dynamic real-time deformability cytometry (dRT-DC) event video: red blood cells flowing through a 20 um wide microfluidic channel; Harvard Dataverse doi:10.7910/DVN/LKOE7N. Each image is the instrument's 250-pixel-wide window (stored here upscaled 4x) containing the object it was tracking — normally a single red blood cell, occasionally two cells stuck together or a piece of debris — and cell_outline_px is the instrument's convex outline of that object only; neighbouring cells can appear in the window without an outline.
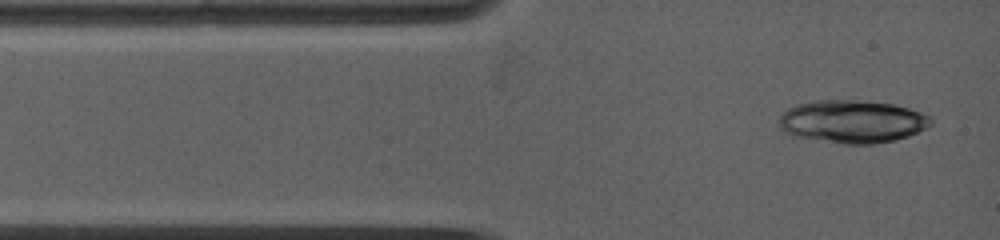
{"species": "common noctule bat (a hibernating species)", "species_latin": "Nyctalus noctula", "temperature_condition": "warm", "stored_images_in_passage": 4, "camera_frame_rate_fps": 5000, "um_per_image_px": 0.085, "animal": {"sex": "female", "body_mass_g": 19.0, "forearm_length_mm": 53.3}, "frame": {"image": 1, "passage_image": 2, "time_ms": 0.4, "image_size_px": [1000, 240], "cell_outline_px": [[932, 124], [908, 136], [896, 140], [876, 144], [844, 144], [796, 136], [784, 132], [776, 124], [776, 120], [788, 108], [796, 104], [816, 100], [848, 100], [892, 104], [908, 108], [920, 112], [928, 116], [932, 120]], "centroid_in_image_um": [72.39, 10.34], "position_along_channel_um": 12.6, "area_um2": 37.8}}